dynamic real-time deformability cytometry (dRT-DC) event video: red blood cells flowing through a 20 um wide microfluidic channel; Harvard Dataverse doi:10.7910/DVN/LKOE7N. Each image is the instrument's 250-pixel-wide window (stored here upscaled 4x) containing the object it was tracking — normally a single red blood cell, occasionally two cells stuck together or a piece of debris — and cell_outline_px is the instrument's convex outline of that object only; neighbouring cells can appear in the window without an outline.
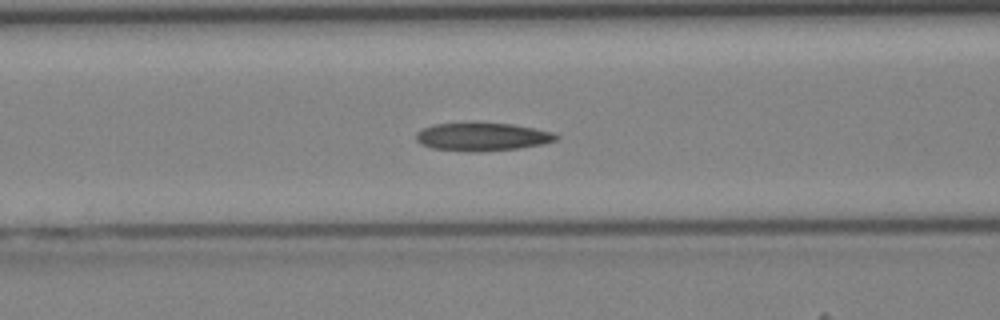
{"species": "Egyptian fruit bat (a non-hibernating species)", "species_latin": "Rousettus aegyptiacus", "temperature_condition": "cold", "stored_images_in_passage": 32, "camera_frame_rate_fps": 3000, "um_per_image_px": 0.085, "animal": {"sex": "female"}, "frame": {"image": 1, "passage_image": 7, "time_ms": 2.0, "image_size_px": [1000, 320], "cell_outline_px": [[560, 136], [556, 140], [544, 144], [520, 148], [476, 152], [468, 152], [432, 148], [420, 144], [416, 140], [416, 132], [432, 124], [512, 124], [552, 132]], "centroid_in_image_um": [40.98, 11.65], "position_along_channel_um": 125.6, "area_um2": 22.66}}
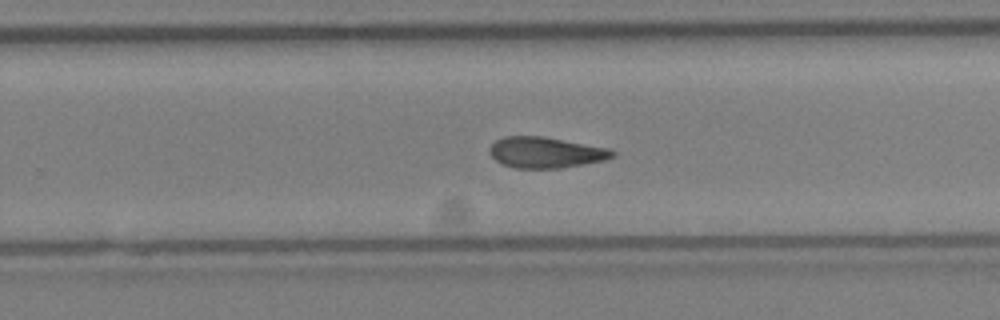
{"frame": {"image": 2, "passage_image": 17, "time_ms": 5.333, "image_size_px": [1000, 320], "cell_outline_px": [[616, 156], [604, 160], [560, 168], [516, 168], [500, 164], [488, 152], [488, 148], [496, 140], [504, 136], [544, 136], [608, 148], [616, 152]], "centroid_in_image_um": [46.36, 12.95], "position_along_channel_um": 283.4, "area_um2": 22.2}}
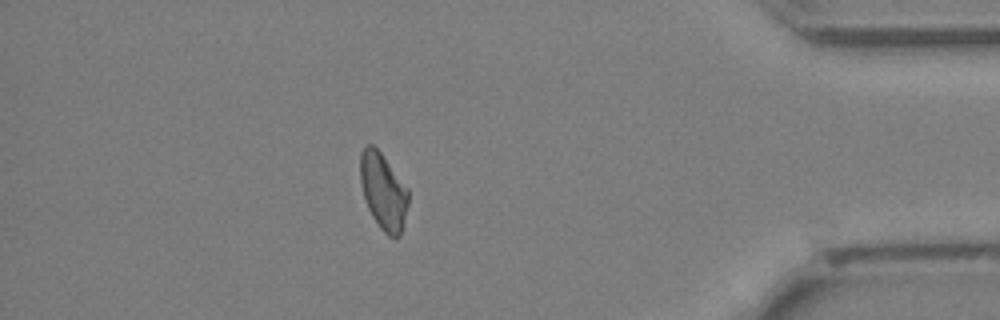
{"frame": {"image": 3, "passage_image": 27, "time_ms": 8.667, "image_size_px": [1000, 320], "cell_outline_px": [[408, 204], [400, 236], [388, 236], [380, 228], [372, 216], [368, 208], [364, 196], [360, 180], [360, 152], [364, 144], [372, 144], [380, 152], [408, 188]], "centroid_in_image_um": [32.56, 16.24], "position_along_channel_um": 402.6, "area_um2": 21.27}}